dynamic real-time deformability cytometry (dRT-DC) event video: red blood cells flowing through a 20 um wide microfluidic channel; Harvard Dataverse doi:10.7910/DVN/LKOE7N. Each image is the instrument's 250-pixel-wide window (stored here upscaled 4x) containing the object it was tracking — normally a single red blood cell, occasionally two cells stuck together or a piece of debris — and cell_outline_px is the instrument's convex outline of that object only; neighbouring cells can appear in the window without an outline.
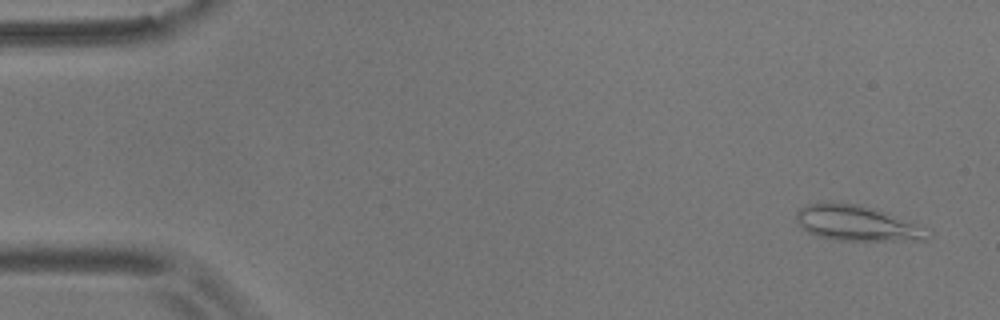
{"species": "common noctule bat (a hibernating species)", "species_latin": "Nyctalus noctula", "temperature_condition": "room temperature", "stored_images_in_passage": 53, "camera_frame_rate_fps": 3000, "um_per_image_px": 0.085, "animal": {"sex": "male", "body_mass_g": 17.9}, "frame": {"image": 1, "passage_image": 1, "time_ms": 0.0, "image_size_px": [1000, 320], "cell_outline_px": [[932, 232], [924, 240], [836, 240], [820, 236], [808, 232], [796, 220], [796, 212], [800, 208], [808, 204], [824, 200], [860, 204], [876, 208], [928, 228]], "centroid_in_image_um": [72.84, 18.94], "position_along_channel_um": 12.2, "area_um2": 27.4}}
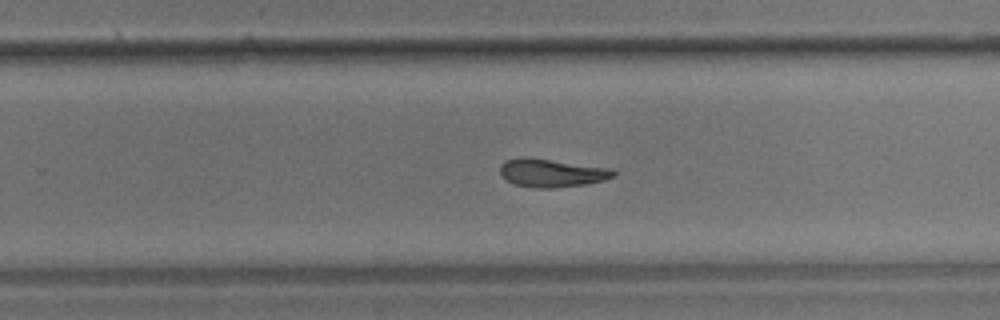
{"frame": {"image": 2, "passage_image": 33, "time_ms": 10.667, "image_size_px": [1000, 320], "cell_outline_px": [[616, 176], [604, 180], [584, 184], [556, 188], [532, 188], [512, 184], [500, 176], [500, 164], [504, 160], [520, 156], [528, 156], [612, 168], [616, 172]], "centroid_in_image_um": [46.84, 14.68], "position_along_channel_um": 283.0, "area_um2": 19.25}}
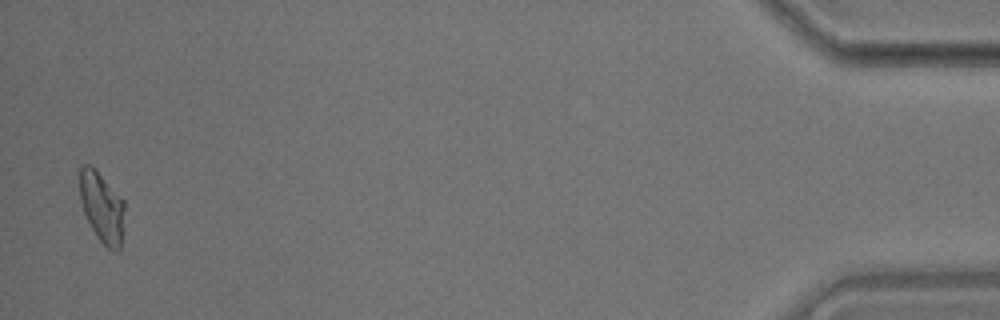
{"frame": {"image": 3, "passage_image": 52, "time_ms": 17.0, "image_size_px": [1000, 320], "cell_outline_px": [[124, 208], [120, 252], [112, 252], [96, 236], [84, 212], [80, 200], [80, 164], [92, 164], [96, 168], [124, 200]], "centroid_in_image_um": [8.66, 17.58], "position_along_channel_um": 426.5, "area_um2": 18.55}, "authors_computed_cell_mechanics": {"area_um2": 19.0162, "velocity_mm_per_s": 3.6444, "shape_relaxation_time_tau1_ms": null, "shape_relaxation_time_tau2_ms": 4.4114, "deformation_change_tau1": null, "deformation_change_tau2": 0.1265}}